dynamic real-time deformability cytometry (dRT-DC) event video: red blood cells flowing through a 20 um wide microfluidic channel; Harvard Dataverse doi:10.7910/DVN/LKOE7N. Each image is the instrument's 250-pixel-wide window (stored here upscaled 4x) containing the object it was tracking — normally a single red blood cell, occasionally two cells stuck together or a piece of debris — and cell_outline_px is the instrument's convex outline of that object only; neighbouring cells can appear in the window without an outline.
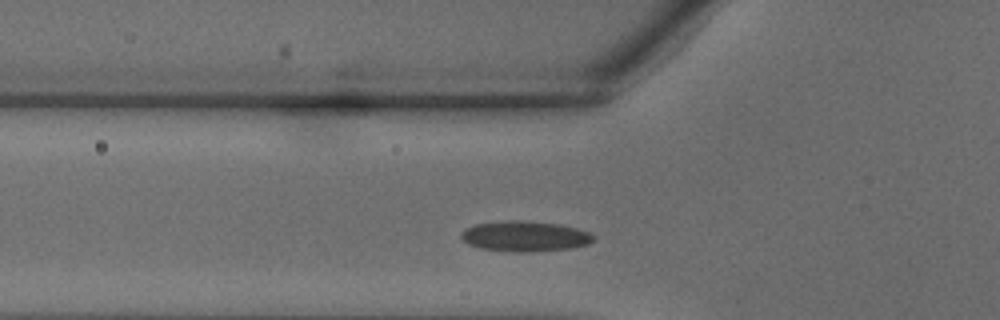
{"species": "common noctule bat (a hibernating species)", "species_latin": "Nyctalus noctula", "temperature_condition": "warm", "stored_images_in_passage": 24, "camera_frame_rate_fps": 3000, "um_per_image_px": 0.085, "animal": {"sex": "male", "body_mass_g": 18.8}, "frame": {"image": 1, "passage_image": 3, "time_ms": 0.667, "image_size_px": [1000, 320], "cell_outline_px": [[596, 240], [588, 244], [572, 248], [528, 252], [516, 252], [480, 248], [468, 244], [460, 236], [460, 232], [464, 228], [476, 224], [508, 220], [516, 220], [560, 224], [576, 228], [588, 232], [596, 236]], "centroid_in_image_um": [44.63, 20.08], "position_along_channel_um": 81.2, "area_um2": 23.52}}
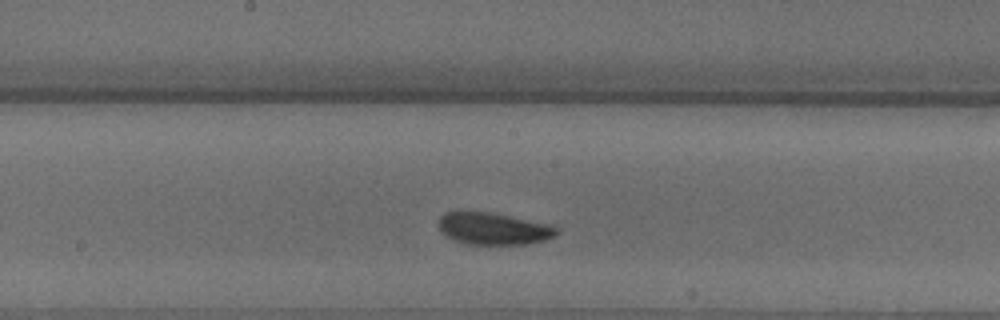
{"frame": {"image": 2, "passage_image": 10, "time_ms": 3.0, "image_size_px": [1000, 320], "cell_outline_px": [[560, 232], [556, 236], [544, 240], [524, 244], [468, 244], [456, 240], [448, 236], [440, 228], [440, 216], [444, 212], [456, 208], [488, 212], [548, 224], [556, 228]], "centroid_in_image_um": [41.9, 19.4], "position_along_channel_um": 206.3, "area_um2": 22.08}}
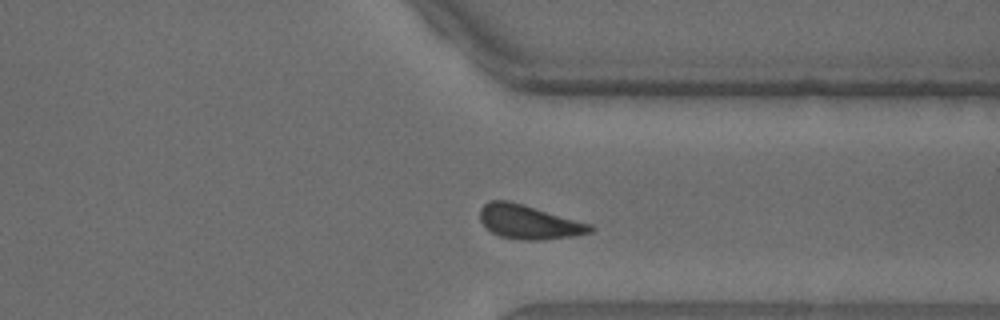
{"frame": {"image": 3, "passage_image": 19, "time_ms": 6.0, "image_size_px": [1000, 320], "cell_outline_px": [[596, 228], [592, 232], [576, 236], [536, 240], [520, 240], [500, 236], [484, 228], [480, 220], [480, 208], [488, 200], [508, 200], [592, 224]], "centroid_in_image_um": [44.95, 18.87], "position_along_channel_um": 366.5, "area_um2": 22.02}}